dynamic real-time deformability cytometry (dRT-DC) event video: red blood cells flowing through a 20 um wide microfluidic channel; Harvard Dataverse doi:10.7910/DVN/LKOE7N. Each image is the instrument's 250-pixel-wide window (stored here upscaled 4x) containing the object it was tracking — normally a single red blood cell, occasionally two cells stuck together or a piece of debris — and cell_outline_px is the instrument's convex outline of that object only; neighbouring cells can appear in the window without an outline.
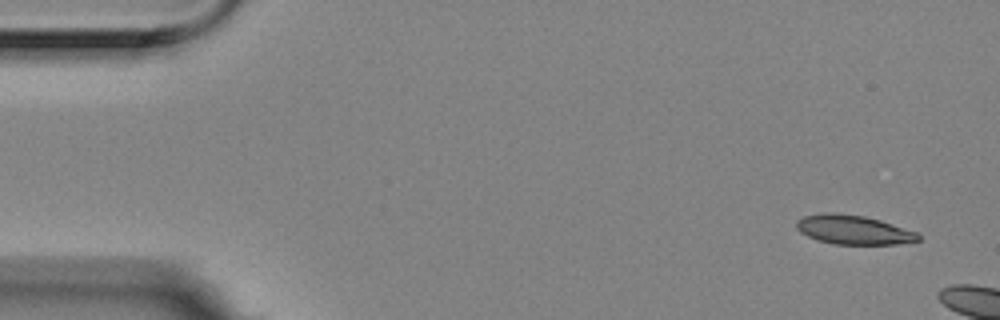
{"species": "Egyptian fruit bat (a non-hibernating species)", "species_latin": "Rousettus aegyptiacus", "temperature_condition": "room temperature", "stored_images_in_passage": 2, "camera_frame_rate_fps": 3000, "um_per_image_px": 0.085, "animal": {"sex": "female"}, "frame": {"image": 1, "passage_image": 1, "time_ms": 0.0, "image_size_px": [1000, 320], "cell_outline_px": [[920, 240], [896, 244], [832, 244], [816, 240], [800, 232], [796, 228], [796, 220], [804, 216], [824, 212], [832, 212], [864, 216], [880, 220], [916, 232], [920, 236]], "centroid_in_image_um": [72.5, 19.53], "position_along_channel_um": 12.5, "area_um2": 20.69}}